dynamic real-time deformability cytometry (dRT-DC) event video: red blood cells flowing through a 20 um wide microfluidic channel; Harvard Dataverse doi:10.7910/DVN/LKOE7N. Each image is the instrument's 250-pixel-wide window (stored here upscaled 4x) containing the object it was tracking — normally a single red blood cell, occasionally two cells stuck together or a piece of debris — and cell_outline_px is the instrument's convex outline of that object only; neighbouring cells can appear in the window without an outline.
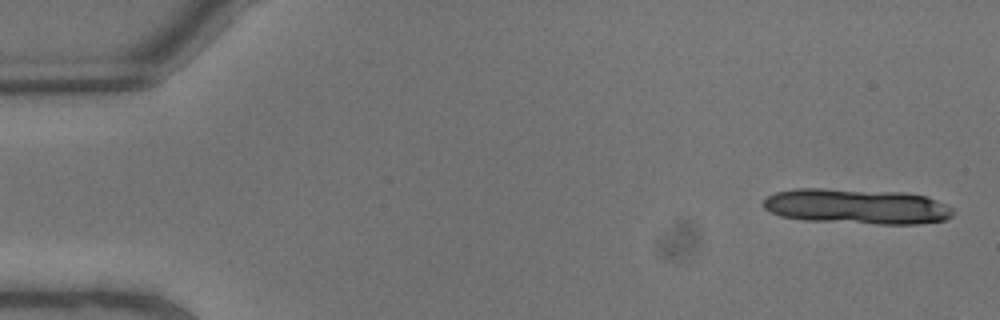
{"species": "common noctule bat (a hibernating species)", "species_latin": "Nyctalus noctula", "temperature_condition": "warm", "stored_images_in_passage": 8, "camera_frame_rate_fps": 3000, "um_per_image_px": 0.085, "animal": {"sex": "male", "body_mass_g": 13.3}, "frame": {"image": 1, "passage_image": 1, "time_ms": 0.0, "image_size_px": [1000, 320], "cell_outline_px": [[952, 216], [944, 220], [916, 224], [876, 224], [804, 220], [780, 216], [764, 208], [764, 200], [768, 196], [776, 192], [796, 188], [820, 188], [904, 192], [928, 196], [952, 208]], "centroid_in_image_um": [72.82, 17.54], "position_along_channel_um": 12.2, "area_um2": 39.07}}
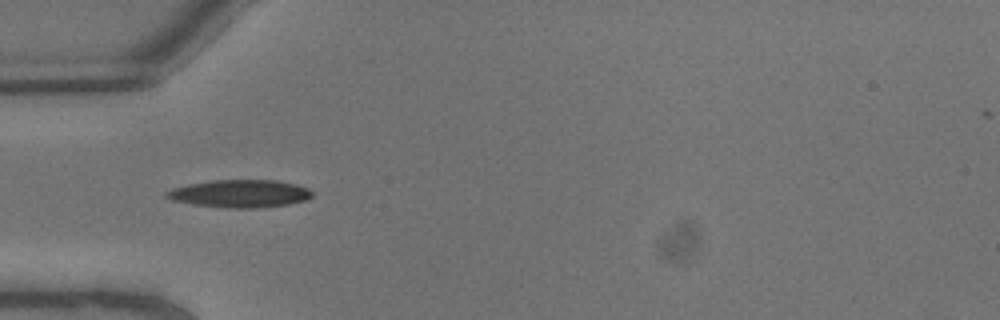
{"frame": {"image": 2, "passage_image": 7, "time_ms": 2.0, "image_size_px": [1000, 320], "cell_outline_px": [[312, 196], [304, 200], [288, 204], [252, 208], [228, 208], [192, 204], [172, 200], [164, 196], [164, 192], [172, 188], [188, 184], [212, 180], [276, 180], [296, 184], [308, 188], [312, 192]], "centroid_in_image_um": [20.35, 16.45], "position_along_channel_um": 64.6, "area_um2": 23.47}}
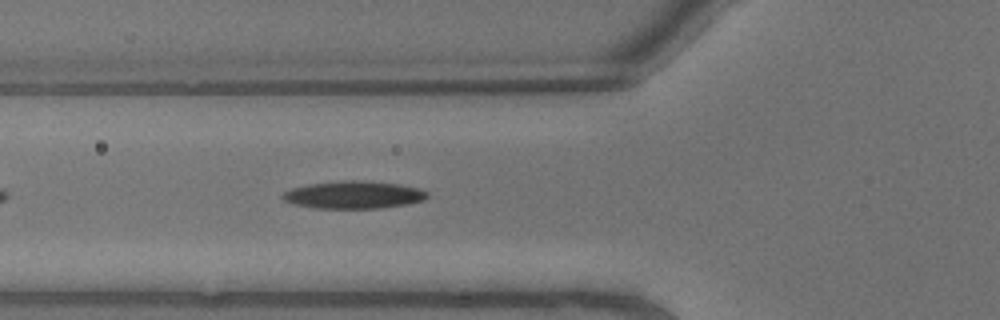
{"frame": {"image": 3, "passage_image": 8, "time_ms": 2.333, "image_size_px": [1000, 320], "cell_outline_px": [[428, 196], [424, 200], [404, 204], [380, 208], [312, 208], [292, 204], [284, 200], [280, 196], [284, 192], [292, 188], [308, 184], [340, 180], [360, 180], [400, 184], [420, 188], [428, 192]], "centroid_in_image_um": [30.03, 16.55], "position_along_channel_um": 95.8, "area_um2": 23.35}}